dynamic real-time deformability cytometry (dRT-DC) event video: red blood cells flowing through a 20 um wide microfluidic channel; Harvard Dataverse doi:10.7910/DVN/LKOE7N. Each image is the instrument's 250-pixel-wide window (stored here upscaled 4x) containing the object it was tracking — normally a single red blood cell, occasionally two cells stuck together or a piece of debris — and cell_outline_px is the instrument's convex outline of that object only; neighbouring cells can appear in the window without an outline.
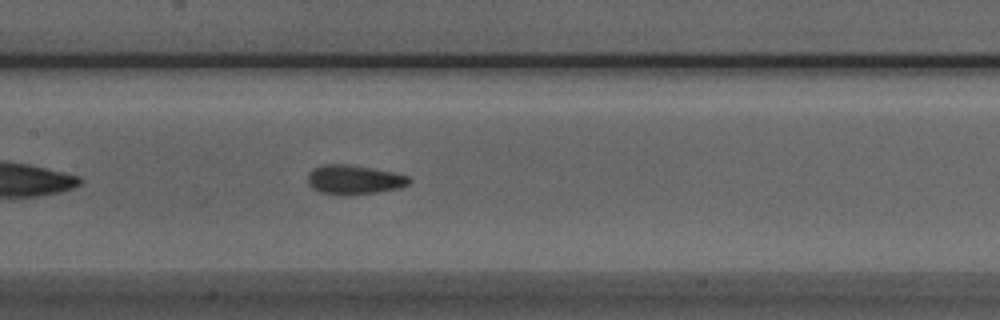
{"species": "Egyptian fruit bat (a non-hibernating species)", "species_latin": "Rousettus aegyptiacus", "temperature_condition": "room temperature", "stored_images_in_passage": 40, "camera_frame_rate_fps": 3000, "um_per_image_px": 0.085, "animal": {"sex": "male"}, "frame": {"image": 1, "passage_image": 12, "time_ms": 3.667, "image_size_px": [1000, 320], "cell_outline_px": [[412, 180], [408, 184], [400, 188], [376, 192], [348, 196], [340, 196], [320, 192], [312, 188], [308, 184], [308, 172], [312, 168], [320, 164], [348, 164], [396, 172], [408, 176]], "centroid_in_image_um": [30.07, 15.27], "position_along_channel_um": 177.3, "area_um2": 17.74}, "authors_computed_cell_mechanics": {"area_um2": 16.9932, "velocity_mm_per_s": 3.9432, "shape_relaxation_time_tau1_ms": null, "shape_relaxation_time_tau2_ms": 1.4434, "deformation_change_tau1": null, "deformation_change_tau2": 0.0759}}